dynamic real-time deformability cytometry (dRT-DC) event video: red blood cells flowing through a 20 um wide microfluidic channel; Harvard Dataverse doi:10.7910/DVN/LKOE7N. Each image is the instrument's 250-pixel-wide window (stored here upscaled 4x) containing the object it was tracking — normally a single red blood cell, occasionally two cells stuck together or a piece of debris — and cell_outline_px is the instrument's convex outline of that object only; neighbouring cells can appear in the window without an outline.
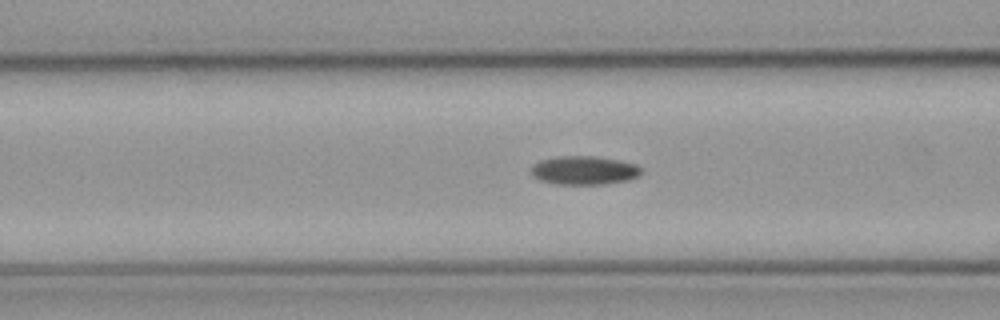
{"species": "common noctule bat (a hibernating species)", "species_latin": "Nyctalus noctula", "temperature_condition": "cold", "stored_images_in_passage": 35, "camera_frame_rate_fps": 3000, "um_per_image_px": 0.085, "animal": {"sex": "male", "body_mass_g": 23.1, "forearm_length_mm": 52.7}, "frame": {"image": 1, "passage_image": 11, "time_ms": 3.333, "image_size_px": [1000, 320], "cell_outline_px": [[644, 168], [640, 176], [628, 180], [604, 184], [556, 184], [540, 180], [532, 172], [532, 164], [540, 160], [560, 156], [596, 156], [636, 164]], "centroid_in_image_um": [49.7, 14.48], "position_along_channel_um": 116.9, "area_um2": 18.38}}
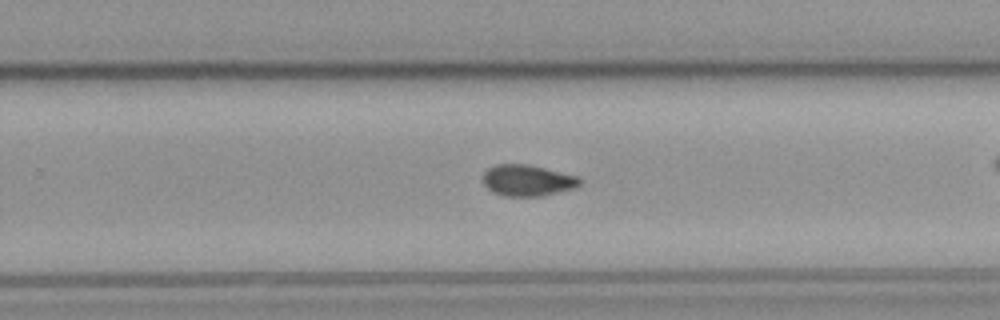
{"frame": {"image": 2, "passage_image": 25, "time_ms": 8.0, "image_size_px": [1000, 320], "cell_outline_px": [[580, 184], [572, 188], [540, 196], [504, 196], [492, 192], [484, 184], [484, 172], [488, 168], [496, 164], [528, 164], [580, 176]], "centroid_in_image_um": [44.82, 15.32], "position_along_channel_um": 285.0, "area_um2": 17.51}}
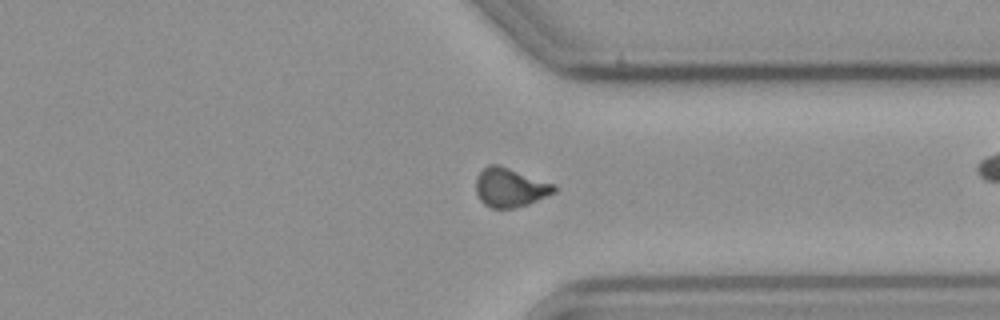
{"frame": {"image": 3, "passage_image": 32, "time_ms": 10.333, "image_size_px": [1000, 320], "cell_outline_px": [[556, 192], [528, 204], [512, 208], [492, 208], [484, 204], [480, 200], [476, 192], [476, 176], [488, 164], [496, 164], [556, 184]], "centroid_in_image_um": [43.35, 15.94], "position_along_channel_um": 368.0, "area_um2": 17.69}}